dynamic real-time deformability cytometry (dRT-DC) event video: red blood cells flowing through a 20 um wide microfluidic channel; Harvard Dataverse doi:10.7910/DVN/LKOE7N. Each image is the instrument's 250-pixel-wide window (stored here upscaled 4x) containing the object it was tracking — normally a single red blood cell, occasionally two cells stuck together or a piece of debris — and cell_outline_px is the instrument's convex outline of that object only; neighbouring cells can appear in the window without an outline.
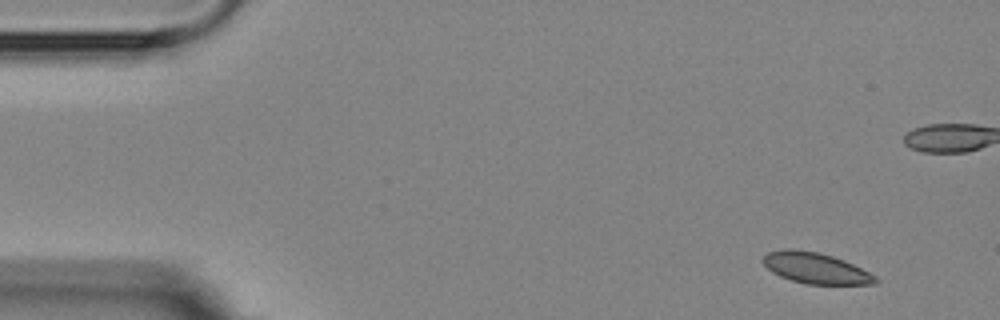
{"species": "Egyptian fruit bat (a non-hibernating species)", "species_latin": "Rousettus aegyptiacus", "temperature_condition": "room temperature", "stored_images_in_passage": 5, "camera_frame_rate_fps": 3000, "um_per_image_px": 0.085, "animal": {"sex": "female"}, "frame": {"image": 1, "passage_image": 1, "time_ms": 0.0, "image_size_px": [1000, 320], "cell_outline_px": [[880, 280], [876, 284], [808, 284], [792, 280], [780, 276], [772, 272], [760, 260], [768, 252], [788, 248], [792, 248], [816, 252], [832, 256], [844, 260], [876, 276]], "centroid_in_image_um": [69.32, 22.79], "position_along_channel_um": 15.7, "area_um2": 20.11}}